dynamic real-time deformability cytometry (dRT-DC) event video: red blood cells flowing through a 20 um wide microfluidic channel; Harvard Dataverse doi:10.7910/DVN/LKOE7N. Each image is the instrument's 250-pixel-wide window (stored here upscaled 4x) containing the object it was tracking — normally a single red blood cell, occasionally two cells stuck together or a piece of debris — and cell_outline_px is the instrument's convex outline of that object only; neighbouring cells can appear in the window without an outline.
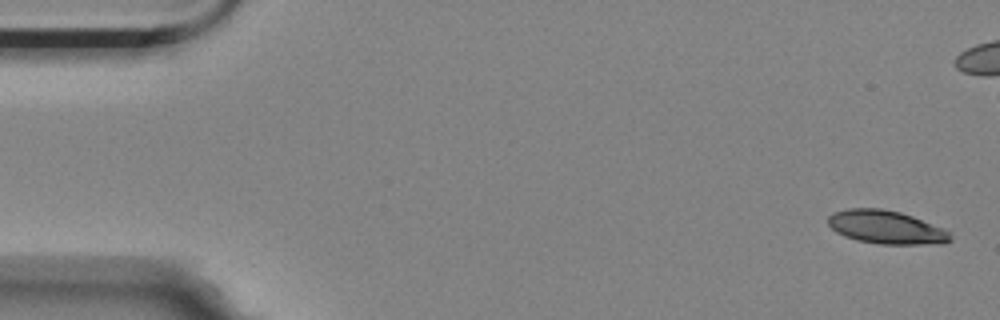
{"species": "Egyptian fruit bat (a non-hibernating species)", "species_latin": "Rousettus aegyptiacus", "temperature_condition": "room temperature", "stored_images_in_passage": 57, "camera_frame_rate_fps": 3000, "um_per_image_px": 0.085, "animal": {"sex": "female"}, "frame": {"image": 1, "passage_image": 1, "time_ms": 0.0, "image_size_px": [1000, 320], "cell_outline_px": [[952, 240], [944, 244], [880, 244], [856, 240], [844, 236], [836, 232], [828, 224], [828, 216], [832, 212], [848, 208], [880, 208], [900, 212], [912, 216], [944, 228], [952, 232]], "centroid_in_image_um": [75.35, 19.32], "position_along_channel_um": 9.7, "area_um2": 24.04}}
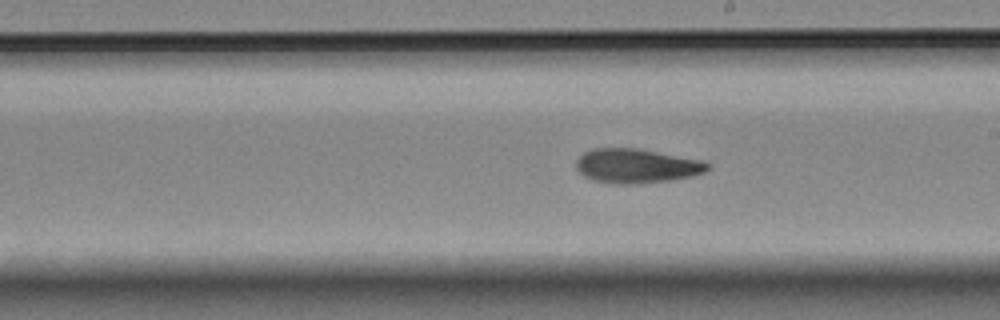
{"frame": {"image": 2, "passage_image": 31, "time_ms": 10.0, "image_size_px": [1000, 320], "cell_outline_px": [[712, 168], [704, 172], [692, 176], [672, 180], [640, 184], [612, 184], [592, 180], [584, 176], [576, 168], [576, 160], [584, 152], [592, 148], [636, 148], [704, 160], [712, 164]], "centroid_in_image_um": [54.14, 14.11], "position_along_channel_um": 234.9, "area_um2": 26.7}}
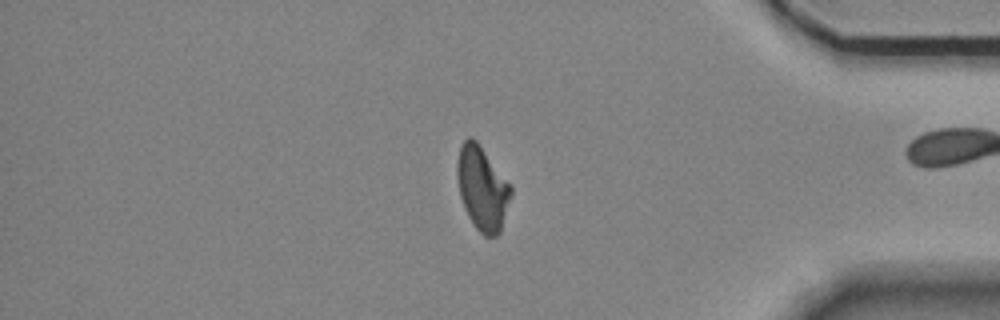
{"frame": {"image": 3, "passage_image": 47, "time_ms": 15.333, "image_size_px": [1000, 320], "cell_outline_px": [[512, 196], [500, 232], [496, 236], [484, 236], [472, 224], [464, 208], [460, 196], [456, 176], [456, 164], [460, 144], [468, 136], [472, 136], [476, 140], [512, 184]], "centroid_in_image_um": [40.99, 15.98], "position_along_channel_um": 394.2, "area_um2": 26.82}, "authors_computed_cell_mechanics": {"area_um2": 25.4898, "velocity_mm_per_s": 3.501, "shape_relaxation_time_tau1_ms": null, "shape_relaxation_time_tau2_ms": 4.4457, "deformation_change_tau1": null, "deformation_change_tau2": 0.1144}}